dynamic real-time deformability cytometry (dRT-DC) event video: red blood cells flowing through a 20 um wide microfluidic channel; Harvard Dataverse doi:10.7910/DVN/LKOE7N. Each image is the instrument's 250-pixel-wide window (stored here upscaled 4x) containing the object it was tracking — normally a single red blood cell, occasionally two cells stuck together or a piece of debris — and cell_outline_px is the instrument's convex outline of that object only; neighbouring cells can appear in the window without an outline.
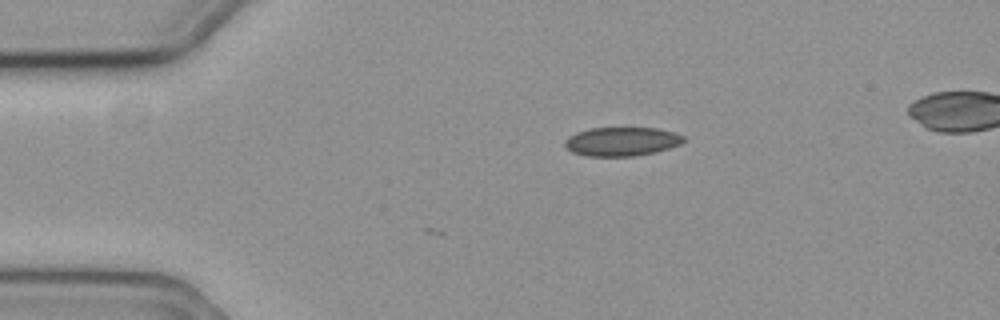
{"species": "common noctule bat (a hibernating species)", "species_latin": "Nyctalus noctula", "temperature_condition": "cold", "stored_images_in_passage": 7, "camera_frame_rate_fps": 3000, "um_per_image_px": 0.085, "animal": {"sex": "female", "body_mass_g": 19.3, "forearm_length_mm": 54.1}, "frame": {"image": 1, "passage_image": 7, "time_ms": 2.0, "image_size_px": [1000, 320], "cell_outline_px": [[684, 140], [680, 144], [656, 152], [632, 156], [588, 156], [572, 152], [564, 144], [564, 140], [568, 136], [576, 132], [592, 128], [656, 128], [672, 132], [684, 136]], "centroid_in_image_um": [52.82, 12.03], "position_along_channel_um": 32.2, "area_um2": 19.83}}